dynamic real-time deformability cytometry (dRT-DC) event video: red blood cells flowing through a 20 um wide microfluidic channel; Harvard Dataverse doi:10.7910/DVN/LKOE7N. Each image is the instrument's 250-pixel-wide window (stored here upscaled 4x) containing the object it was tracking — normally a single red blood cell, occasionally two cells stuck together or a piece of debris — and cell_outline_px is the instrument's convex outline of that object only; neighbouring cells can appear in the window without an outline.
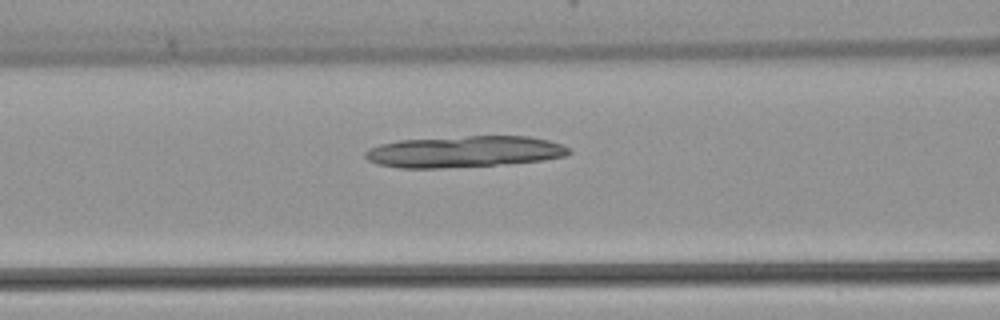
{"species": "common noctule bat (a hibernating species)", "species_latin": "Nyctalus noctula", "temperature_condition": "warm", "stored_images_in_passage": 48, "camera_frame_rate_fps": 3000, "um_per_image_px": 0.085, "animal": {"sex": "female", "body_mass_g": 22.7, "forearm_length_mm": 54.2}, "frame": {"image": 1, "passage_image": 20, "time_ms": 6.333, "image_size_px": [1000, 320], "cell_outline_px": [[572, 152], [568, 156], [544, 160], [504, 164], [440, 168], [400, 168], [376, 164], [368, 160], [364, 156], [364, 152], [368, 148], [380, 144], [400, 140], [468, 136], [528, 136], [548, 140], [560, 144], [568, 148]], "centroid_in_image_um": [39.45, 12.89], "position_along_channel_um": 127.1, "area_um2": 37.4}}
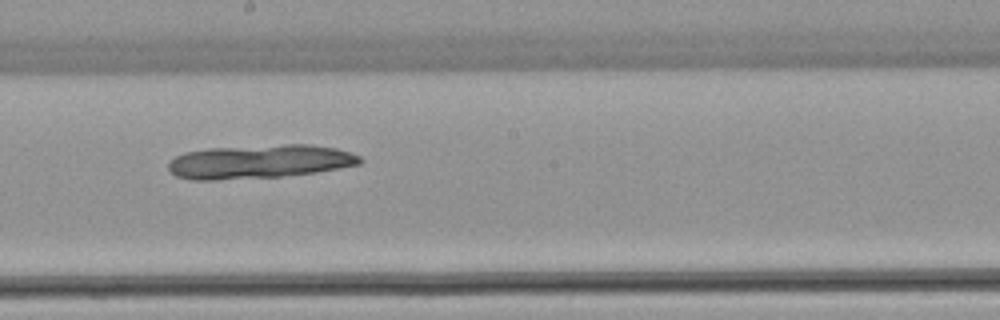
{"frame": {"image": 2, "passage_image": 27, "time_ms": 8.667, "image_size_px": [1000, 320], "cell_outline_px": [[364, 160], [360, 164], [316, 172], [280, 176], [216, 180], [192, 180], [176, 176], [168, 168], [168, 160], [184, 152], [208, 148], [284, 144], [308, 144], [336, 148], [360, 156]], "centroid_in_image_um": [22.02, 13.73], "position_along_channel_um": 226.2, "area_um2": 37.74}}
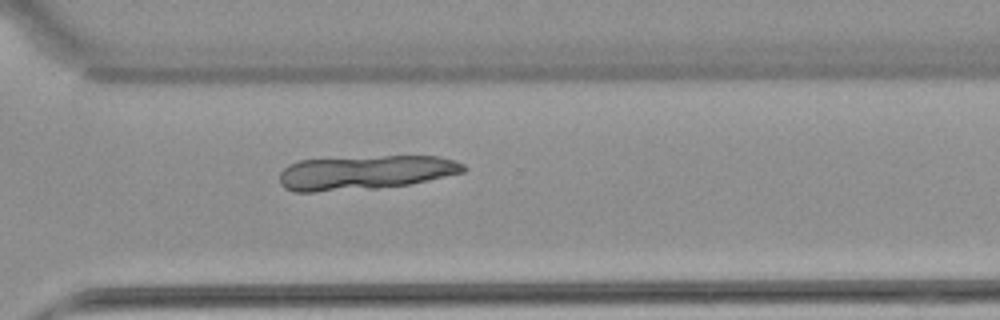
{"frame": {"image": 3, "passage_image": 35, "time_ms": 11.333, "image_size_px": [1000, 320], "cell_outline_px": [[468, 168], [464, 172], [408, 184], [376, 188], [316, 192], [292, 192], [284, 188], [280, 184], [280, 172], [288, 164], [300, 160], [384, 156], [440, 156], [464, 164]], "centroid_in_image_um": [31.0, 14.67], "position_along_channel_um": 339.6, "area_um2": 36.65}}